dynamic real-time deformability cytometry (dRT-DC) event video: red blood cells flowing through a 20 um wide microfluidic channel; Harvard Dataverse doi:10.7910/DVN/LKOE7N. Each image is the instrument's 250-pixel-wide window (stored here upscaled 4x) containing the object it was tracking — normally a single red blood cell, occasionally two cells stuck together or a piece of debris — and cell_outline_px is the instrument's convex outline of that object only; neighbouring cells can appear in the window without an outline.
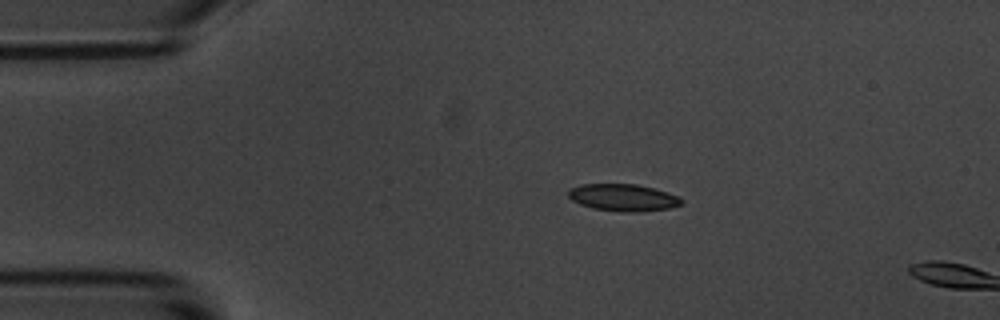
{"species": "common noctule bat (a hibernating species)", "species_latin": "Nyctalus noctula", "temperature_condition": "room temperature", "stored_images_in_passage": 2, "camera_frame_rate_fps": 3000, "um_per_image_px": 0.085, "animal": {"sex": "male", "body_mass_g": 20.1, "forearm_length_mm": 53.5}, "frame": {"image": 1, "passage_image": 1, "time_ms": 0.0, "image_size_px": [1000, 320], "cell_outline_px": [[684, 204], [668, 208], [636, 212], [624, 212], [592, 208], [580, 204], [572, 200], [568, 196], [568, 188], [580, 184], [636, 184], [668, 192], [680, 196], [684, 200]], "centroid_in_image_um": [52.97, 16.78], "position_along_channel_um": 32.0, "area_um2": 17.98}}